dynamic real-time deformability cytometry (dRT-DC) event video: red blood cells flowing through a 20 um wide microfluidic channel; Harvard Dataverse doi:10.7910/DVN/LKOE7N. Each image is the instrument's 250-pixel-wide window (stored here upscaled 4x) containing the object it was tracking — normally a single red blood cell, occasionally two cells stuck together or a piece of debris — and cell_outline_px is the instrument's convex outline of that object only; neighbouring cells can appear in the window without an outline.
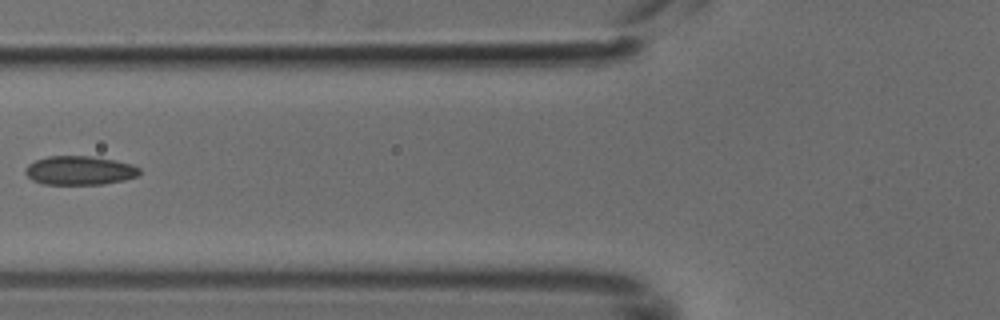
{"species": "common noctule bat (a hibernating species)", "species_latin": "Nyctalus noctula", "temperature_condition": "cold", "stored_images_in_passage": 7, "camera_frame_rate_fps": 3000, "um_per_image_px": 0.085, "animal": {"sex": "male", "body_mass_g": 18.8}, "frame": {"image": 1, "passage_image": 5, "time_ms": 1.333, "image_size_px": [1000, 320], "cell_outline_px": [[140, 172], [136, 176], [124, 180], [104, 184], [44, 184], [32, 180], [24, 172], [24, 168], [28, 164], [36, 160], [48, 156], [92, 156], [116, 160], [132, 164], [140, 168]], "centroid_in_image_um": [6.76, 14.48], "position_along_channel_um": 119.0, "area_um2": 19.31}}
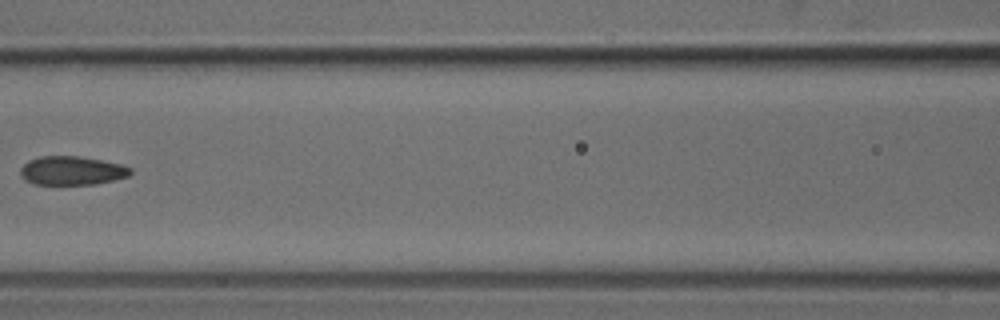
{"frame": {"image": 2, "passage_image": 6, "time_ms": 1.667, "image_size_px": [1000, 320], "cell_outline_px": [[132, 172], [128, 176], [96, 184], [36, 184], [24, 180], [20, 176], [20, 168], [28, 160], [40, 156], [80, 156], [120, 164], [132, 168]], "centroid_in_image_um": [6.08, 14.5], "position_along_channel_um": 160.5, "area_um2": 18.44}}
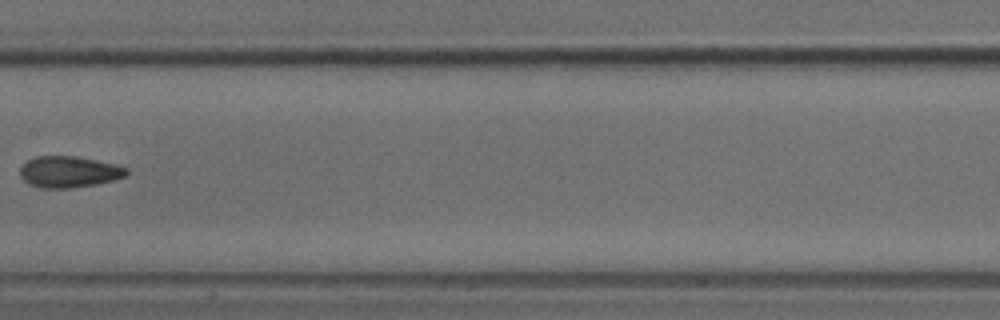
{"frame": {"image": 3, "passage_image": 7, "time_ms": 2.0, "image_size_px": [1000, 320], "cell_outline_px": [[128, 172], [124, 176], [112, 180], [96, 184], [72, 188], [40, 188], [28, 184], [20, 176], [20, 168], [28, 160], [36, 156], [76, 156], [112, 164], [128, 168]], "centroid_in_image_um": [5.82, 14.61], "position_along_channel_um": 201.6, "area_um2": 19.25}}